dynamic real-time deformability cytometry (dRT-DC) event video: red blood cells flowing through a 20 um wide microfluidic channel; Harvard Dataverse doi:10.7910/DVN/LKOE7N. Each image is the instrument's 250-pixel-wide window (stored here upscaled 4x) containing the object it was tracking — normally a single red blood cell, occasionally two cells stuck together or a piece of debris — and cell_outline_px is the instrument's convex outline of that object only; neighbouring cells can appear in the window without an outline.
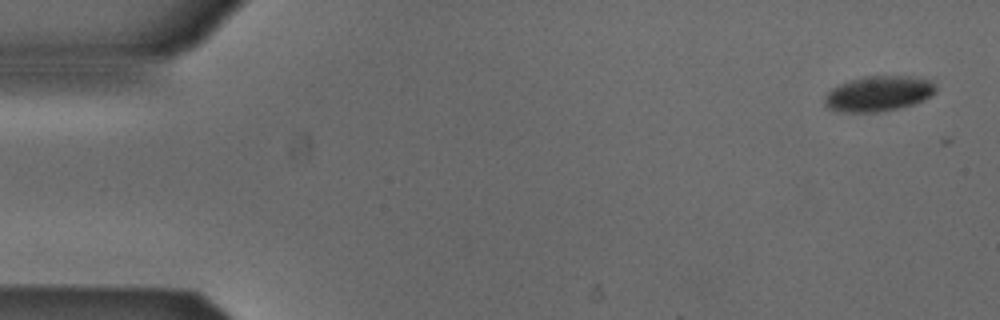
{"species": "Egyptian fruit bat (a non-hibernating species)", "species_latin": "Rousettus aegyptiacus", "temperature_condition": "cold", "stored_images_in_passage": 6, "camera_frame_rate_fps": 3000, "um_per_image_px": 0.085, "animal": {"sex": "male"}, "frame": {"image": 1, "passage_image": 1, "time_ms": 0.0, "image_size_px": [1000, 320], "cell_outline_px": [[936, 92], [924, 100], [912, 104], [896, 108], [876, 112], [844, 112], [828, 108], [824, 104], [824, 96], [832, 88], [848, 80], [864, 76], [908, 76], [932, 80], [936, 84]], "centroid_in_image_um": [74.67, 7.94], "position_along_channel_um": 10.3, "area_um2": 22.89}}
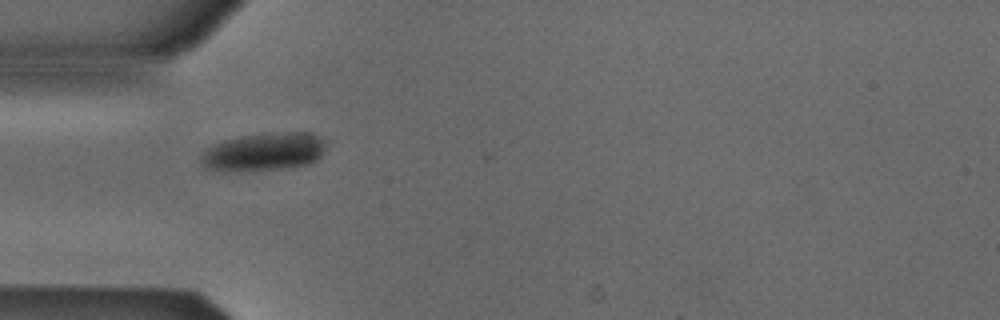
{"frame": {"image": 2, "passage_image": 5, "time_ms": 1.333, "image_size_px": [1000, 320], "cell_outline_px": [[328, 140], [324, 152], [316, 160], [308, 164], [284, 168], [256, 172], [240, 172], [204, 168], [200, 160], [200, 156], [208, 148], [224, 140], [244, 136], [288, 132], [308, 132], [320, 136]], "centroid_in_image_um": [22.48, 12.93], "position_along_channel_um": 62.5, "area_um2": 27.98}}